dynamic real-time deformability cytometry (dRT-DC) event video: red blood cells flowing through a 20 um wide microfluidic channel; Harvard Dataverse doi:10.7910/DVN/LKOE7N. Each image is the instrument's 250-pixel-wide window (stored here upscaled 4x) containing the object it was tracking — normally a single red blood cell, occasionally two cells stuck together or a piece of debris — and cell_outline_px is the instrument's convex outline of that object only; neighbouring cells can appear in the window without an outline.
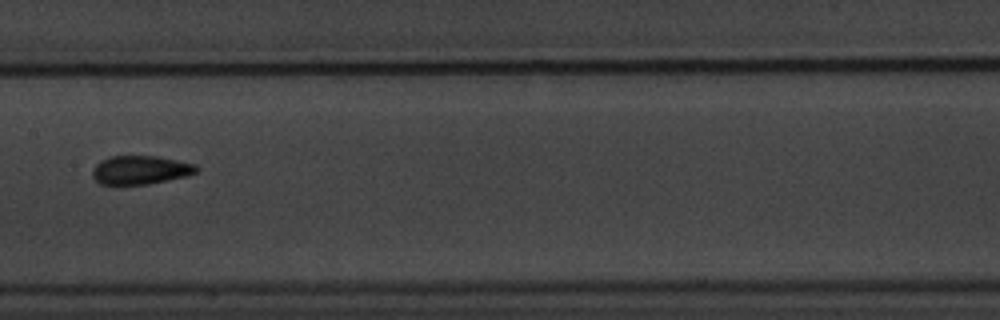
{"species": "common noctule bat (a hibernating species)", "species_latin": "Nyctalus noctula", "temperature_condition": "warm", "stored_images_in_passage": 9, "camera_frame_rate_fps": 3000, "um_per_image_px": 0.085, "animal": {"sex": "male", "body_mass_g": 20.1, "forearm_length_mm": 53.5}, "frame": {"image": 1, "passage_image": 8, "time_ms": 8.667, "image_size_px": [1000, 320], "cell_outline_px": [[200, 168], [196, 172], [188, 176], [148, 184], [100, 184], [92, 176], [92, 168], [100, 160], [112, 156], [156, 156], [196, 164]], "centroid_in_image_um": [11.94, 14.44], "position_along_channel_um": 195.5, "area_um2": 17.4}}